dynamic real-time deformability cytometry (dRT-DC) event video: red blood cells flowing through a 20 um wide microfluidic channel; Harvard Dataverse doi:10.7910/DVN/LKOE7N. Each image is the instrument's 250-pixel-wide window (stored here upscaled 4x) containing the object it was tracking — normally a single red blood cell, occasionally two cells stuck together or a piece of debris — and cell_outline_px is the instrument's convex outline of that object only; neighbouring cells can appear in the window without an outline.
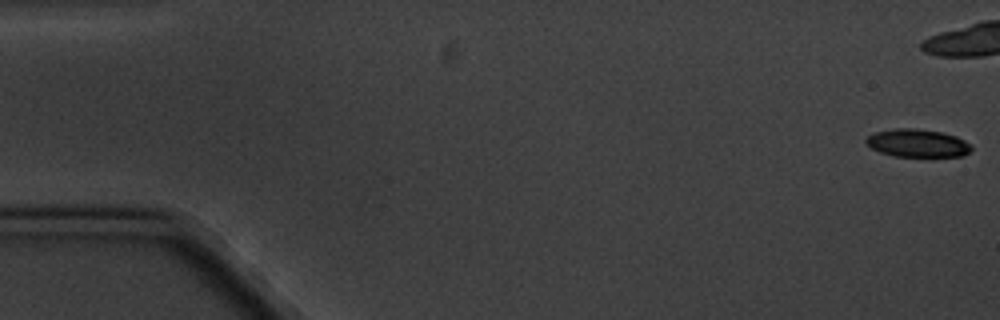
{"species": "common noctule bat (a hibernating species)", "species_latin": "Nyctalus noctula", "temperature_condition": "cold", "stored_images_in_passage": 4, "camera_frame_rate_fps": 3000, "um_per_image_px": 0.085, "animal": {"sex": "male", "body_mass_g": 20.1, "forearm_length_mm": 53.5}, "frame": {"image": 1, "passage_image": 1, "time_ms": 0.0, "image_size_px": [1000, 320], "cell_outline_px": [[972, 148], [964, 156], [932, 160], [892, 156], [880, 152], [872, 148], [864, 140], [868, 136], [876, 132], [892, 128], [916, 128], [940, 132], [956, 136], [964, 140]], "centroid_in_image_um": [78.02, 12.23], "position_along_channel_um": 7.0, "area_um2": 18.03}}